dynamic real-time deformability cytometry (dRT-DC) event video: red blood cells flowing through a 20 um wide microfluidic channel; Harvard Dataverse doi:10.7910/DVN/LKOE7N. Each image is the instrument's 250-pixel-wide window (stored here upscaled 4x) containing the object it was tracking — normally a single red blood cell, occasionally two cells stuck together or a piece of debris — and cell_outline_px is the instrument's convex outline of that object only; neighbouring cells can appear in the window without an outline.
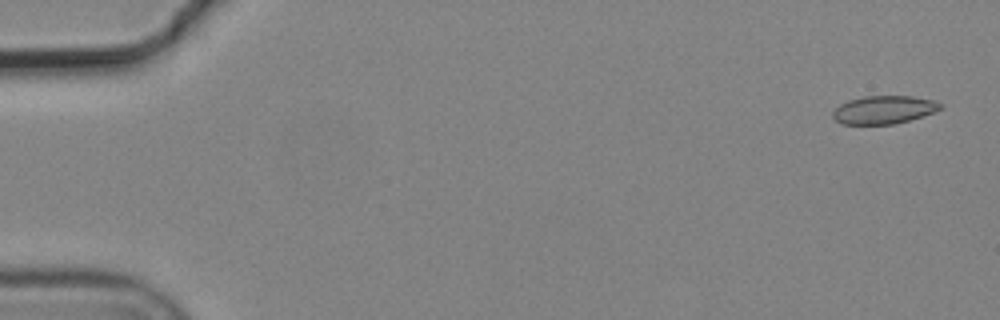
{"species": "common noctule bat (a hibernating species)", "species_latin": "Nyctalus noctula", "temperature_condition": "cold", "stored_images_in_passage": 2, "camera_frame_rate_fps": 3000, "um_per_image_px": 0.085, "animal": {"sex": "male", "body_mass_g": 19.2, "forearm_length_mm": 51.8}, "frame": {"image": 1, "passage_image": 2, "time_ms": 0.333, "image_size_px": [1000, 320], "cell_outline_px": [[944, 108], [936, 112], [924, 116], [892, 124], [840, 124], [832, 116], [832, 112], [840, 104], [848, 100], [864, 96], [912, 96], [932, 100], [944, 104]], "centroid_in_image_um": [75.16, 9.33], "position_along_channel_um": 9.8, "area_um2": 17.74}}